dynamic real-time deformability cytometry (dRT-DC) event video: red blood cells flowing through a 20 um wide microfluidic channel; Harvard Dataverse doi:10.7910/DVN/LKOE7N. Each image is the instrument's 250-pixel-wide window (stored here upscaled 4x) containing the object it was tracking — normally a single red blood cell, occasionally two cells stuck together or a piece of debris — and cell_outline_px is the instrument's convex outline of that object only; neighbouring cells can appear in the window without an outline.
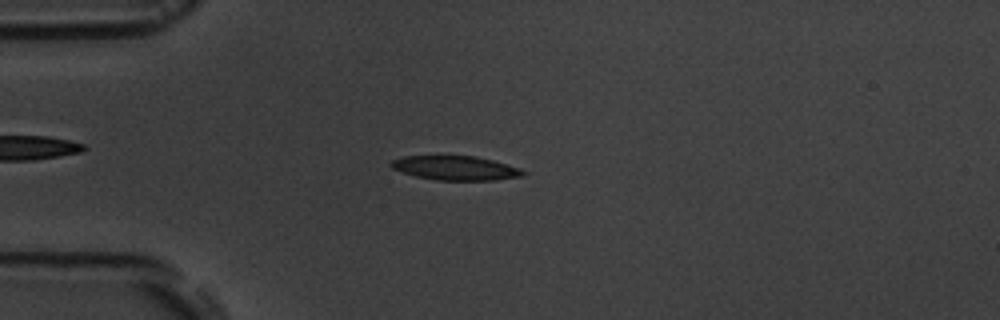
{"species": "common noctule bat (a hibernating species)", "species_latin": "Nyctalus noctula", "temperature_condition": "room temperature", "stored_images_in_passage": 4, "camera_frame_rate_fps": 3000, "um_per_image_px": 0.085, "animal": {"sex": "male", "body_mass_g": 19.5, "forearm_length_mm": 54.6}, "frame": {"image": 1, "passage_image": 4, "time_ms": 3.333, "image_size_px": [1000, 320], "cell_outline_px": [[528, 172], [524, 176], [496, 180], [436, 180], [416, 176], [392, 168], [388, 164], [392, 160], [404, 156], [476, 156], [492, 160], [520, 168]], "centroid_in_image_um": [38.75, 14.28], "position_along_channel_um": 46.2, "area_um2": 18.61}}